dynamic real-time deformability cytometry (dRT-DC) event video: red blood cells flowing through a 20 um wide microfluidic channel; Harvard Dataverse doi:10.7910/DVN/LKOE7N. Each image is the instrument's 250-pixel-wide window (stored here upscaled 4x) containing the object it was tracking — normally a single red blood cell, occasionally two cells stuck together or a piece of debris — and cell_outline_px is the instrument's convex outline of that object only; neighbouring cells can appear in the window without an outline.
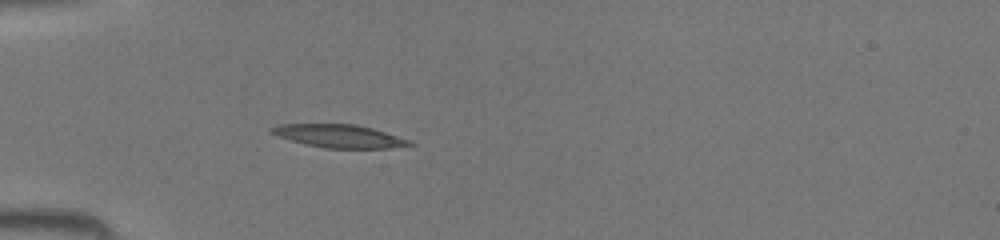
{"species": "common noctule bat (a hibernating species)", "species_latin": "Nyctalus noctula", "temperature_condition": "room temperature", "stored_images_in_passage": 36, "camera_frame_rate_fps": 3000, "um_per_image_px": 0.085, "animal": {"sex": "female", "body_mass_g": 19.5, "forearm_length_mm": 54.1}, "frame": {"image": 1, "passage_image": 5, "time_ms": 1.333, "image_size_px": [1000, 240], "cell_outline_px": [[416, 144], [388, 148], [324, 148], [304, 144], [268, 132], [272, 128], [280, 124], [356, 124], [372, 128], [408, 140]], "centroid_in_image_um": [28.81, 11.56], "position_along_channel_um": 56.2, "area_um2": 18.21}}
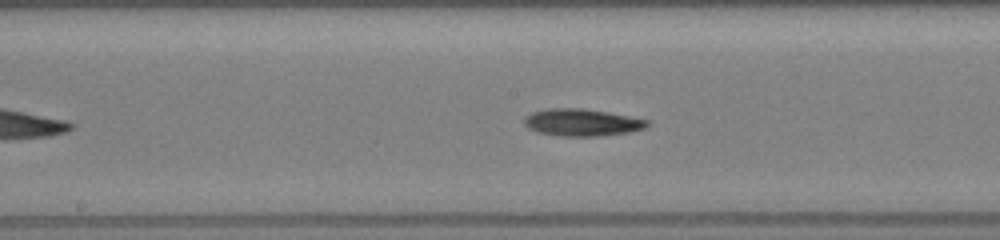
{"frame": {"image": 2, "passage_image": 15, "time_ms": 4.667, "image_size_px": [1000, 240], "cell_outline_px": [[648, 124], [644, 128], [628, 132], [600, 136], [556, 136], [536, 132], [528, 128], [524, 124], [524, 116], [532, 112], [548, 108], [584, 108], [608, 112], [648, 120]], "centroid_in_image_um": [49.4, 10.41], "position_along_channel_um": 198.8, "area_um2": 19.54}}
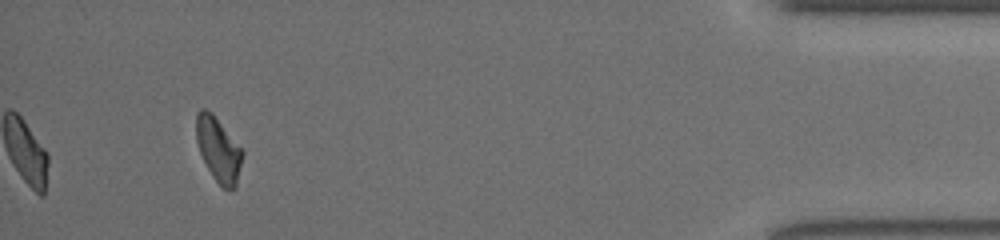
{"frame": {"image": 3, "passage_image": 33, "time_ms": 10.667, "image_size_px": [1000, 240], "cell_outline_px": [[244, 152], [236, 188], [228, 192], [216, 180], [208, 168], [200, 152], [196, 140], [196, 112], [200, 108], [204, 108], [212, 112]], "centroid_in_image_um": [18.57, 12.7], "position_along_channel_um": 416.6, "area_um2": 17.28}}